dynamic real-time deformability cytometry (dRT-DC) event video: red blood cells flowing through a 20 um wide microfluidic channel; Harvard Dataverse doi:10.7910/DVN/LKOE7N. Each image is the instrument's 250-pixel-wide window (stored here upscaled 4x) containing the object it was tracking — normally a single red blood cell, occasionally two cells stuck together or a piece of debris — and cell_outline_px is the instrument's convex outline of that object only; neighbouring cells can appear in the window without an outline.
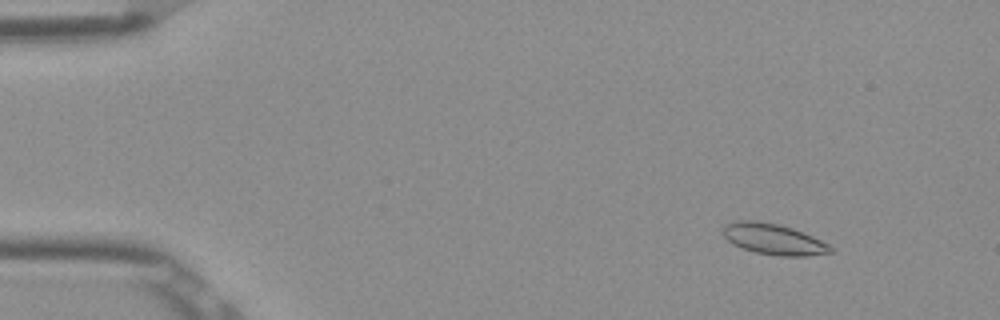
{"species": "Egyptian fruit bat (a non-hibernating species)", "species_latin": "Rousettus aegyptiacus", "temperature_condition": "room temperature", "stored_images_in_passage": 53, "camera_frame_rate_fps": 3000, "um_per_image_px": 0.085, "frame": {"image": 1, "passage_image": 6, "time_ms": 1.667, "image_size_px": [1000, 320], "cell_outline_px": [[836, 252], [808, 256], [780, 256], [756, 252], [732, 244], [720, 232], [724, 224], [736, 220], [756, 220], [776, 224], [792, 228], [804, 232], [828, 244]], "centroid_in_image_um": [65.73, 20.32], "position_along_channel_um": 19.3, "area_um2": 19.48}}
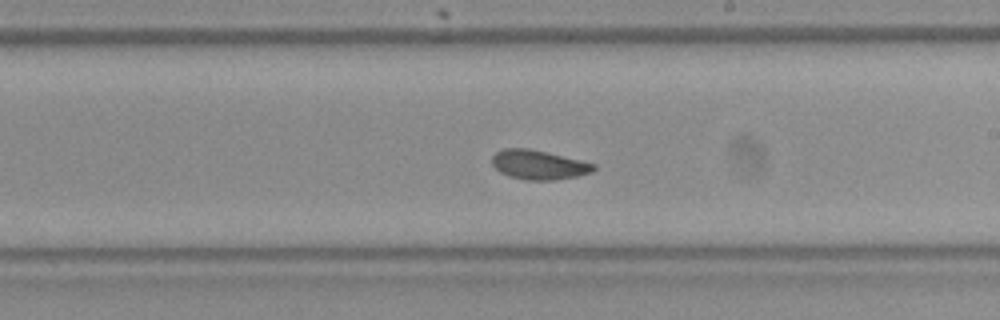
{"frame": {"image": 2, "passage_image": 31, "time_ms": 10.0, "image_size_px": [1000, 320], "cell_outline_px": [[596, 168], [592, 172], [576, 176], [556, 180], [528, 180], [508, 176], [500, 172], [492, 164], [492, 156], [496, 152], [504, 148], [528, 148], [580, 160], [596, 164]], "centroid_in_image_um": [45.78, 14.01], "position_along_channel_um": 243.2, "area_um2": 17.28}}
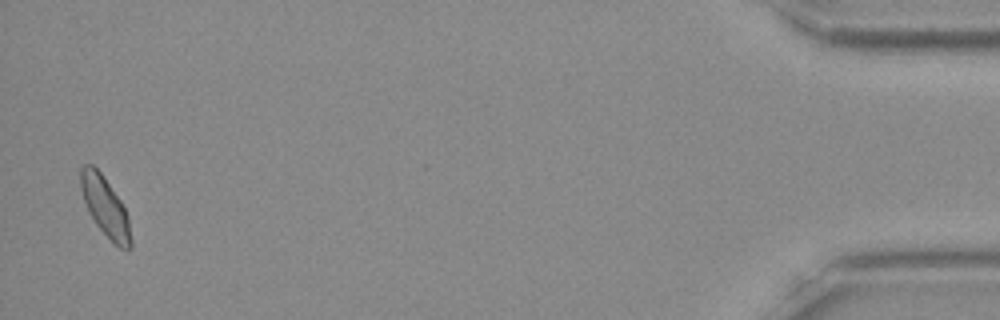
{"frame": {"image": 3, "passage_image": 52, "time_ms": 17.0, "image_size_px": [1000, 320], "cell_outline_px": [[132, 248], [120, 248], [96, 224], [88, 212], [80, 188], [80, 168], [84, 164], [92, 164], [100, 172], [120, 200], [128, 216], [132, 240]], "centroid_in_image_um": [8.93, 17.55], "position_along_channel_um": 426.3, "area_um2": 17.11}, "authors_computed_cell_mechanics": {"area_um2": 17.5134, "velocity_mm_per_s": 3.8652, "shape_relaxation_time_tau1_ms": 3.7782, "shape_relaxation_time_tau2_ms": 2.1081, "deformation_change_tau1": 0.1122, "deformation_change_tau2": 0.0773}}